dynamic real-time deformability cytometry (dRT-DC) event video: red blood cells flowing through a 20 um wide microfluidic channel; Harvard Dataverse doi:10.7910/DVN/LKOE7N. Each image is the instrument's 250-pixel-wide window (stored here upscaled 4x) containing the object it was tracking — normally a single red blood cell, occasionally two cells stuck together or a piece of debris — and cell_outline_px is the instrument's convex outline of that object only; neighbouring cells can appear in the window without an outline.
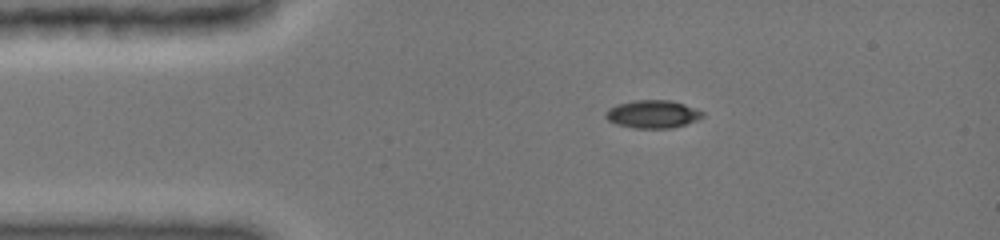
{"species": "common noctule bat (a hibernating species)", "species_latin": "Nyctalus noctula", "temperature_condition": "cold", "stored_images_in_passage": 23, "camera_frame_rate_fps": 3000, "um_per_image_px": 0.085, "animal": {"sex": "female", "body_mass_g": 19.0, "forearm_length_mm": 51.5}, "frame": {"image": 1, "passage_image": 1, "time_ms": 0.0, "image_size_px": [1000, 240], "cell_outline_px": [[704, 116], [696, 120], [672, 128], [632, 128], [616, 124], [608, 120], [604, 116], [604, 112], [608, 108], [616, 104], [636, 100], [672, 100], [684, 104], [704, 112]], "centroid_in_image_um": [55.43, 9.7], "position_along_channel_um": 29.6, "area_um2": 15.84}}
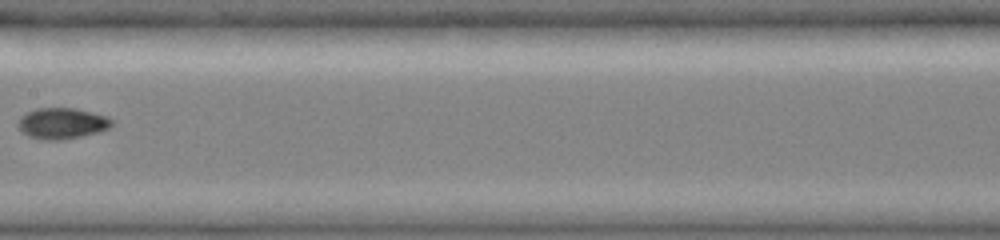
{"frame": {"image": 2, "passage_image": 10, "time_ms": 5.333, "image_size_px": [1000, 240], "cell_outline_px": [[112, 124], [108, 128], [96, 132], [80, 136], [60, 140], [44, 140], [28, 136], [16, 124], [20, 116], [36, 108], [76, 108], [108, 116], [112, 120]], "centroid_in_image_um": [5.25, 10.47], "position_along_channel_um": 202.2, "area_um2": 16.82}}
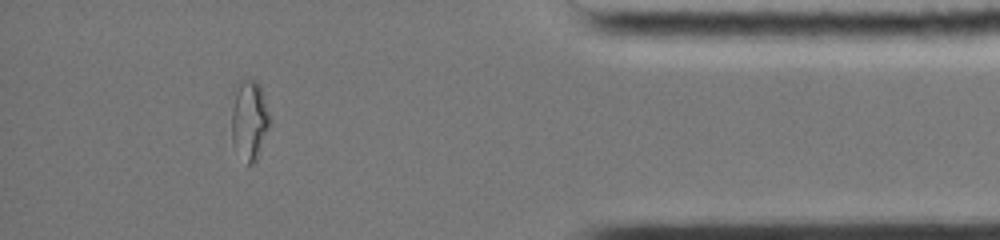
{"frame": {"image": 3, "passage_image": 20, "time_ms": 11.333, "image_size_px": [1000, 240], "cell_outline_px": [[272, 124], [256, 160], [252, 164], [248, 164], [232, 144], [232, 88], [236, 80], [256, 80], [260, 84]], "centroid_in_image_um": [21.19, 10.13], "position_along_channel_um": 414.0, "area_um2": 18.26}, "authors_computed_cell_mechanics": {"area_um2": 16.473, "velocity_mm_per_s": 3.9903, "shape_relaxation_time_tau1_ms": null, "shape_relaxation_time_tau2_ms": 2.0133, "deformation_change_tau1": null, "deformation_change_tau2": 0.04}}